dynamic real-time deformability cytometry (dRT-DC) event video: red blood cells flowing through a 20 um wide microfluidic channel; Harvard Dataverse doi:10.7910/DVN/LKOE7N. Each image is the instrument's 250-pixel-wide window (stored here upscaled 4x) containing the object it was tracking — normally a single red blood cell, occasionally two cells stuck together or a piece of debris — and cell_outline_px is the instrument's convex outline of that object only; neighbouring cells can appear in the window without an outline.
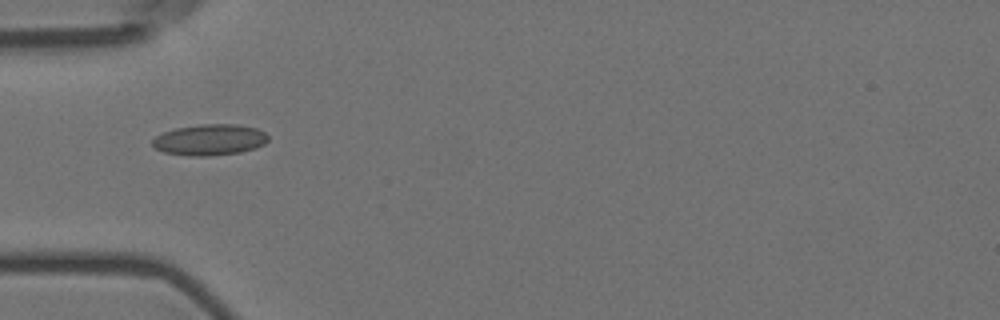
{"species": "Egyptian fruit bat (a non-hibernating species)", "species_latin": "Rousettus aegyptiacus", "temperature_condition": "room temperature", "stored_images_in_passage": 3, "camera_frame_rate_fps": 3000, "um_per_image_px": 0.085, "animal": {"sex": "female"}, "frame": {"image": 1, "passage_image": 1, "time_ms": 0.0, "image_size_px": [1000, 320], "cell_outline_px": [[268, 140], [264, 144], [256, 148], [240, 152], [208, 156], [188, 156], [164, 152], [156, 148], [152, 144], [152, 140], [156, 136], [164, 132], [176, 128], [200, 124], [236, 124], [256, 128], [264, 132], [268, 136]], "centroid_in_image_um": [17.83, 11.88], "position_along_channel_um": 67.2, "area_um2": 20.92}}